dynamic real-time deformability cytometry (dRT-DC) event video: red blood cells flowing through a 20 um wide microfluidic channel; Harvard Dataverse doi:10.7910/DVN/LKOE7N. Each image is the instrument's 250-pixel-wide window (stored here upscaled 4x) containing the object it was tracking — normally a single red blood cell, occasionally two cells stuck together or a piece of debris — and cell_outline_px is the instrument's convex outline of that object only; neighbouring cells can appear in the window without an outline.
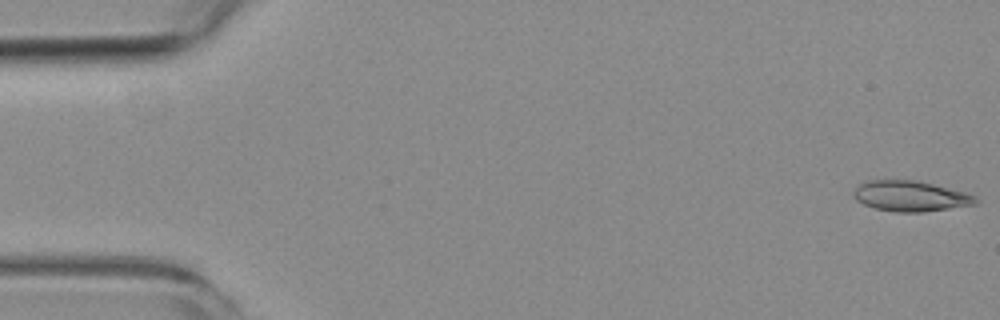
{"species": "common noctule bat (a hibernating species)", "species_latin": "Nyctalus noctula", "temperature_condition": "room temperature", "stored_images_in_passage": 6, "camera_frame_rate_fps": 3000, "um_per_image_px": 0.085, "animal": {"sex": "female", "body_mass_g": 19.3, "forearm_length_mm": 54.1}, "frame": {"image": 1, "passage_image": 1, "time_ms": 0.0, "image_size_px": [1000, 320], "cell_outline_px": [[980, 200], [976, 204], [924, 212], [896, 212], [876, 208], [864, 204], [856, 200], [852, 196], [852, 192], [860, 184], [868, 180], [916, 180], [964, 192], [976, 196]], "centroid_in_image_um": [77.38, 16.67], "position_along_channel_um": 7.6, "area_um2": 21.62}}
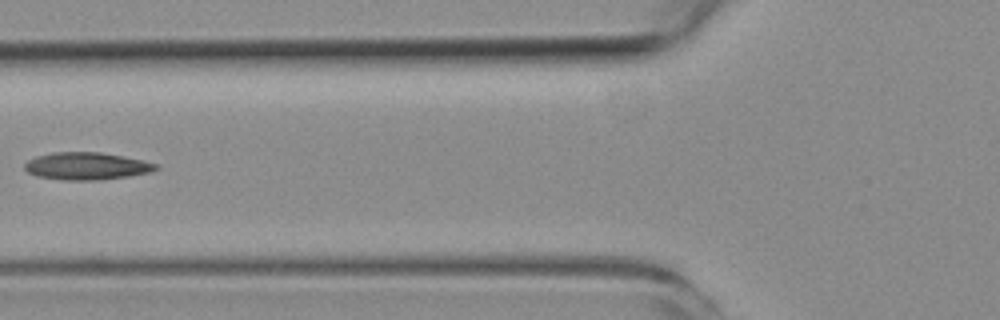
{"frame": {"image": 2, "passage_image": 6, "time_ms": 6.667, "image_size_px": [1000, 320], "cell_outline_px": [[160, 168], [152, 172], [128, 176], [100, 180], [60, 180], [36, 176], [28, 172], [24, 168], [24, 164], [28, 160], [36, 156], [52, 152], [100, 152], [124, 156], [160, 164]], "centroid_in_image_um": [7.38, 14.12], "position_along_channel_um": 118.4, "area_um2": 21.21}}